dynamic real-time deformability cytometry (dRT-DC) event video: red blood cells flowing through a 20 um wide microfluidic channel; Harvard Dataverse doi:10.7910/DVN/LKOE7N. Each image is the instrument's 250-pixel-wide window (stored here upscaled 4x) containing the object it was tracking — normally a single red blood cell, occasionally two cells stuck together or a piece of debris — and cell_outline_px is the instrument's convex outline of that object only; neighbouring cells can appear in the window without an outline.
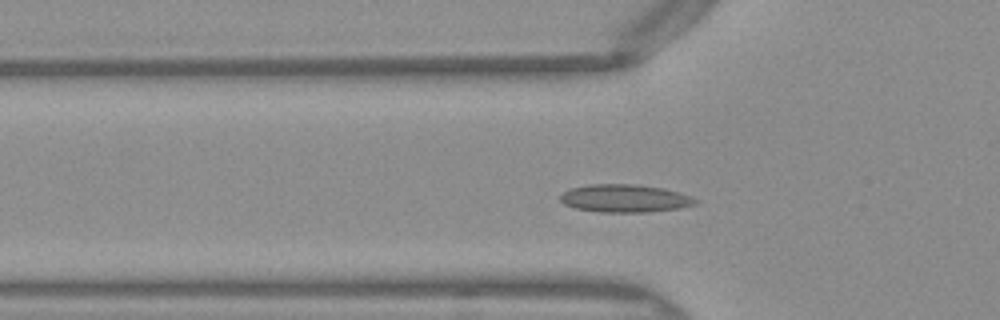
{"species": "Egyptian fruit bat (a non-hibernating species)", "species_latin": "Rousettus aegyptiacus", "temperature_condition": "warm", "stored_images_in_passage": 44, "camera_frame_rate_fps": 3000, "um_per_image_px": 0.085, "frame": {"image": 1, "passage_image": 9, "time_ms": 2.667, "image_size_px": [1000, 320], "cell_outline_px": [[700, 200], [696, 204], [680, 208], [648, 212], [600, 212], [576, 208], [564, 204], [560, 200], [560, 196], [564, 192], [572, 188], [588, 184], [636, 184], [664, 188]], "centroid_in_image_um": [53.11, 16.86], "position_along_channel_um": 72.7, "area_um2": 21.85}}
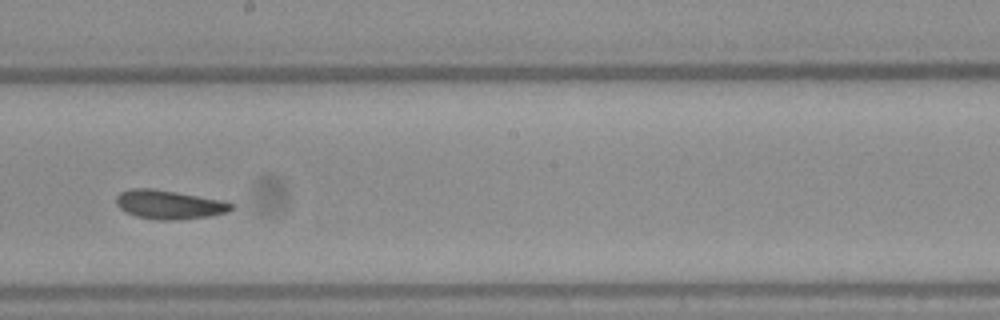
{"frame": {"image": 2, "passage_image": 21, "time_ms": 6.667, "image_size_px": [1000, 320], "cell_outline_px": [[236, 204], [228, 212], [212, 216], [172, 220], [156, 220], [136, 216], [120, 208], [116, 204], [116, 196], [120, 192], [128, 188], [152, 188], [176, 192], [220, 200]], "centroid_in_image_um": [14.36, 17.39], "position_along_channel_um": 233.8, "area_um2": 19.36}}
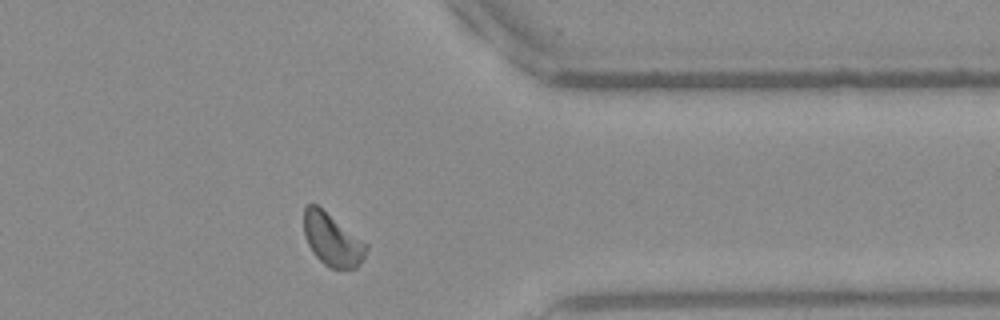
{"frame": {"image": 3, "passage_image": 33, "time_ms": 10.667, "image_size_px": [1000, 320], "cell_outline_px": [[368, 248], [364, 256], [356, 268], [332, 268], [324, 264], [312, 252], [304, 236], [304, 208], [308, 204], [316, 204], [368, 244]], "centroid_in_image_um": [28.23, 20.37], "position_along_channel_um": 383.2, "area_um2": 18.84}, "authors_computed_cell_mechanics": {"area_um2": 19.1607, "velocity_mm_per_s": 4.0095, "shape_relaxation_time_tau1_ms": 10.9162, "shape_relaxation_time_tau2_ms": 2.3354, "deformation_change_tau1": 0.1495, "deformation_change_tau2": 0.0556}}